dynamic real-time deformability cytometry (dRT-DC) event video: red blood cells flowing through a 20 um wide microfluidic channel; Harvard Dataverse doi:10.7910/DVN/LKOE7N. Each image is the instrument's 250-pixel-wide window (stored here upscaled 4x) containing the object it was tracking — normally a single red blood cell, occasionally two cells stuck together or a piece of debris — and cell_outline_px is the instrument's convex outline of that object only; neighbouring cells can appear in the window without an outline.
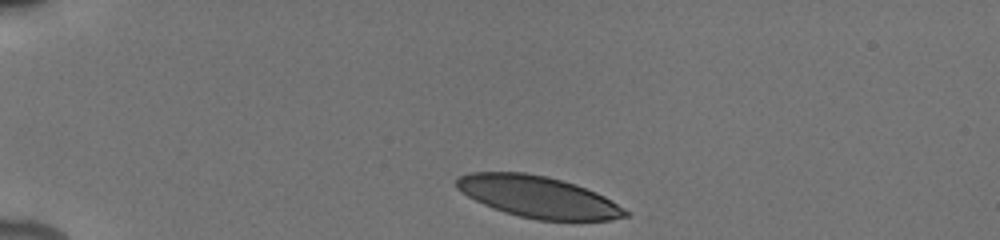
{"species": "human", "species_latin": "Homo sapiens", "temperature_condition": "cold", "stored_images_in_passage": 32, "camera_frame_rate_fps": 3000, "um_per_image_px": 0.085, "donor": {"sex": "male"}, "frame": {"image": 1, "passage_image": 1, "time_ms": 0.0, "image_size_px": [1000, 240], "cell_outline_px": [[628, 216], [608, 220], [540, 220], [520, 216], [504, 212], [484, 204], [468, 196], [456, 188], [456, 180], [460, 176], [472, 172], [524, 172], [548, 176], [576, 184], [596, 192], [604, 196], [624, 208], [628, 212]], "centroid_in_image_um": [45.74, 16.72], "position_along_channel_um": 39.3, "area_um2": 40.58}}
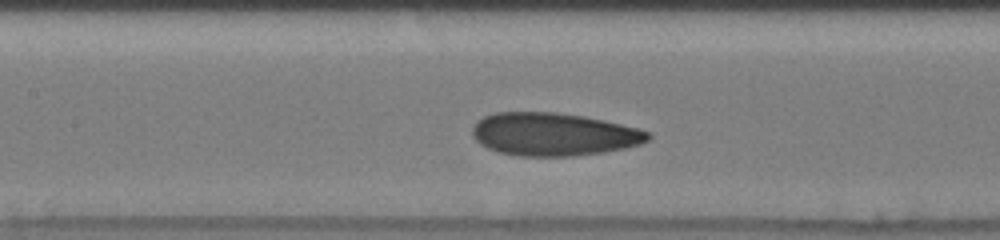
{"frame": {"image": 2, "passage_image": 11, "time_ms": 4.667, "image_size_px": [1000, 240], "cell_outline_px": [[652, 136], [648, 140], [640, 144], [624, 148], [604, 152], [572, 156], [520, 156], [496, 152], [480, 144], [472, 136], [472, 128], [484, 116], [496, 112], [556, 112], [584, 116], [620, 124], [652, 132]], "centroid_in_image_um": [47.05, 11.42], "position_along_channel_um": 160.3, "area_um2": 43.99}}
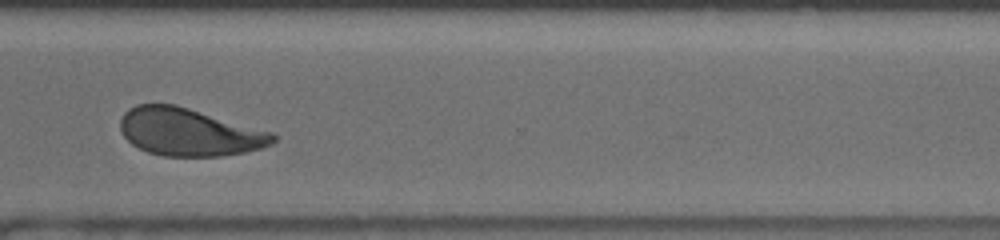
{"frame": {"image": 3, "passage_image": 26, "time_ms": 9.667, "image_size_px": [1000, 240], "cell_outline_px": [[276, 140], [272, 144], [264, 148], [224, 156], [164, 156], [148, 152], [132, 144], [124, 136], [120, 128], [120, 120], [124, 112], [128, 108], [136, 104], [176, 104], [272, 132], [276, 136]], "centroid_in_image_um": [16.08, 11.22], "position_along_channel_um": 354.5, "area_um2": 42.48}, "authors_computed_cell_mechanics": {"area_um2": 42.6275, "velocity_mm_per_s": 3.8904, "shape_relaxation_time_tau1_ms": 4.2389, "shape_relaxation_time_tau2_ms": 1.2831, "deformation_change_tau1": 0.1232, "deformation_change_tau2": 0.0816}}